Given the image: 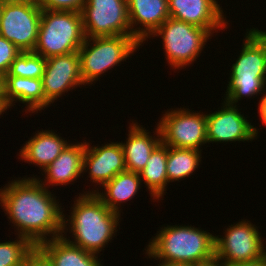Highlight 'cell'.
<instances>
[{
  "label": "cell",
  "mask_w": 266,
  "mask_h": 266,
  "mask_svg": "<svg viewBox=\"0 0 266 266\" xmlns=\"http://www.w3.org/2000/svg\"><path fill=\"white\" fill-rule=\"evenodd\" d=\"M25 177L12 179L0 188V206L17 229V236L27 238L37 247L62 236L64 210L56 200L57 196L35 176Z\"/></svg>",
  "instance_id": "cell-1"
},
{
  "label": "cell",
  "mask_w": 266,
  "mask_h": 266,
  "mask_svg": "<svg viewBox=\"0 0 266 266\" xmlns=\"http://www.w3.org/2000/svg\"><path fill=\"white\" fill-rule=\"evenodd\" d=\"M70 211L69 216L63 215L62 236L71 244L99 255L117 234L120 214L111 211L95 193L86 191L76 197ZM66 231L72 233V240L67 238Z\"/></svg>",
  "instance_id": "cell-2"
},
{
  "label": "cell",
  "mask_w": 266,
  "mask_h": 266,
  "mask_svg": "<svg viewBox=\"0 0 266 266\" xmlns=\"http://www.w3.org/2000/svg\"><path fill=\"white\" fill-rule=\"evenodd\" d=\"M144 249L148 258L162 263L196 264L215 256V236L189 225H167ZM157 258V259H156Z\"/></svg>",
  "instance_id": "cell-3"
},
{
  "label": "cell",
  "mask_w": 266,
  "mask_h": 266,
  "mask_svg": "<svg viewBox=\"0 0 266 266\" xmlns=\"http://www.w3.org/2000/svg\"><path fill=\"white\" fill-rule=\"evenodd\" d=\"M247 30L240 55L230 69L224 99L236 105L243 97L263 94L260 106L266 90V31L258 28Z\"/></svg>",
  "instance_id": "cell-4"
},
{
  "label": "cell",
  "mask_w": 266,
  "mask_h": 266,
  "mask_svg": "<svg viewBox=\"0 0 266 266\" xmlns=\"http://www.w3.org/2000/svg\"><path fill=\"white\" fill-rule=\"evenodd\" d=\"M85 38L81 12L42 10L33 52L45 59L78 52Z\"/></svg>",
  "instance_id": "cell-5"
},
{
  "label": "cell",
  "mask_w": 266,
  "mask_h": 266,
  "mask_svg": "<svg viewBox=\"0 0 266 266\" xmlns=\"http://www.w3.org/2000/svg\"><path fill=\"white\" fill-rule=\"evenodd\" d=\"M140 46L132 35L85 38L78 50L84 85L95 84L105 72L129 60Z\"/></svg>",
  "instance_id": "cell-6"
},
{
  "label": "cell",
  "mask_w": 266,
  "mask_h": 266,
  "mask_svg": "<svg viewBox=\"0 0 266 266\" xmlns=\"http://www.w3.org/2000/svg\"><path fill=\"white\" fill-rule=\"evenodd\" d=\"M156 36L162 38L165 58L170 67L176 71L193 64L202 53L207 41L213 37L207 29L171 17L149 39Z\"/></svg>",
  "instance_id": "cell-7"
},
{
  "label": "cell",
  "mask_w": 266,
  "mask_h": 266,
  "mask_svg": "<svg viewBox=\"0 0 266 266\" xmlns=\"http://www.w3.org/2000/svg\"><path fill=\"white\" fill-rule=\"evenodd\" d=\"M157 125L162 143L169 147L202 151L200 147L208 143L206 113L184 107L172 108L163 114Z\"/></svg>",
  "instance_id": "cell-8"
},
{
  "label": "cell",
  "mask_w": 266,
  "mask_h": 266,
  "mask_svg": "<svg viewBox=\"0 0 266 266\" xmlns=\"http://www.w3.org/2000/svg\"><path fill=\"white\" fill-rule=\"evenodd\" d=\"M241 220L229 225L224 232L225 236L215 234V256L227 266L252 261L266 255V246L258 227L251 224L250 220Z\"/></svg>",
  "instance_id": "cell-9"
},
{
  "label": "cell",
  "mask_w": 266,
  "mask_h": 266,
  "mask_svg": "<svg viewBox=\"0 0 266 266\" xmlns=\"http://www.w3.org/2000/svg\"><path fill=\"white\" fill-rule=\"evenodd\" d=\"M81 15L86 38L132 35L127 0H85Z\"/></svg>",
  "instance_id": "cell-10"
},
{
  "label": "cell",
  "mask_w": 266,
  "mask_h": 266,
  "mask_svg": "<svg viewBox=\"0 0 266 266\" xmlns=\"http://www.w3.org/2000/svg\"><path fill=\"white\" fill-rule=\"evenodd\" d=\"M42 9L36 1L3 4L0 35L23 52L33 51L37 39Z\"/></svg>",
  "instance_id": "cell-11"
},
{
  "label": "cell",
  "mask_w": 266,
  "mask_h": 266,
  "mask_svg": "<svg viewBox=\"0 0 266 266\" xmlns=\"http://www.w3.org/2000/svg\"><path fill=\"white\" fill-rule=\"evenodd\" d=\"M221 105L220 110L218 108L213 113H206L208 143L249 142L257 139L259 129L239 112L237 105L225 100Z\"/></svg>",
  "instance_id": "cell-12"
},
{
  "label": "cell",
  "mask_w": 266,
  "mask_h": 266,
  "mask_svg": "<svg viewBox=\"0 0 266 266\" xmlns=\"http://www.w3.org/2000/svg\"><path fill=\"white\" fill-rule=\"evenodd\" d=\"M41 79L45 99L50 104H53L55 100L57 101L62 94L84 85L78 52L47 58Z\"/></svg>",
  "instance_id": "cell-13"
},
{
  "label": "cell",
  "mask_w": 266,
  "mask_h": 266,
  "mask_svg": "<svg viewBox=\"0 0 266 266\" xmlns=\"http://www.w3.org/2000/svg\"><path fill=\"white\" fill-rule=\"evenodd\" d=\"M86 142L83 173L88 172L92 183L103 186L117 174L127 171L124 151L120 142L91 146ZM91 146V147H90Z\"/></svg>",
  "instance_id": "cell-14"
},
{
  "label": "cell",
  "mask_w": 266,
  "mask_h": 266,
  "mask_svg": "<svg viewBox=\"0 0 266 266\" xmlns=\"http://www.w3.org/2000/svg\"><path fill=\"white\" fill-rule=\"evenodd\" d=\"M217 2V0H168V10L171 18L207 29L213 35L229 25L222 7Z\"/></svg>",
  "instance_id": "cell-15"
},
{
  "label": "cell",
  "mask_w": 266,
  "mask_h": 266,
  "mask_svg": "<svg viewBox=\"0 0 266 266\" xmlns=\"http://www.w3.org/2000/svg\"><path fill=\"white\" fill-rule=\"evenodd\" d=\"M127 7L132 36L141 45L170 17L168 0H127Z\"/></svg>",
  "instance_id": "cell-16"
},
{
  "label": "cell",
  "mask_w": 266,
  "mask_h": 266,
  "mask_svg": "<svg viewBox=\"0 0 266 266\" xmlns=\"http://www.w3.org/2000/svg\"><path fill=\"white\" fill-rule=\"evenodd\" d=\"M85 142L69 143L61 154L41 172L43 179L35 177L43 186L70 185L79 179L83 173V158L86 148ZM73 182V183H72ZM49 186V187H48Z\"/></svg>",
  "instance_id": "cell-17"
},
{
  "label": "cell",
  "mask_w": 266,
  "mask_h": 266,
  "mask_svg": "<svg viewBox=\"0 0 266 266\" xmlns=\"http://www.w3.org/2000/svg\"><path fill=\"white\" fill-rule=\"evenodd\" d=\"M4 98L9 109L17 102L25 104L27 114L38 113L51 105L45 99L41 78L5 75Z\"/></svg>",
  "instance_id": "cell-18"
},
{
  "label": "cell",
  "mask_w": 266,
  "mask_h": 266,
  "mask_svg": "<svg viewBox=\"0 0 266 266\" xmlns=\"http://www.w3.org/2000/svg\"><path fill=\"white\" fill-rule=\"evenodd\" d=\"M155 127L153 135L156 136H153L145 127L132 120L128 127L126 143L121 141L127 171L140 173L146 166L151 153L162 142L159 127L158 125Z\"/></svg>",
  "instance_id": "cell-19"
},
{
  "label": "cell",
  "mask_w": 266,
  "mask_h": 266,
  "mask_svg": "<svg viewBox=\"0 0 266 266\" xmlns=\"http://www.w3.org/2000/svg\"><path fill=\"white\" fill-rule=\"evenodd\" d=\"M68 142L56 132L42 129L26 141L18 155L22 161L43 170L61 154Z\"/></svg>",
  "instance_id": "cell-20"
},
{
  "label": "cell",
  "mask_w": 266,
  "mask_h": 266,
  "mask_svg": "<svg viewBox=\"0 0 266 266\" xmlns=\"http://www.w3.org/2000/svg\"><path fill=\"white\" fill-rule=\"evenodd\" d=\"M37 248L54 266H103L97 254L71 244L63 236L42 242Z\"/></svg>",
  "instance_id": "cell-21"
},
{
  "label": "cell",
  "mask_w": 266,
  "mask_h": 266,
  "mask_svg": "<svg viewBox=\"0 0 266 266\" xmlns=\"http://www.w3.org/2000/svg\"><path fill=\"white\" fill-rule=\"evenodd\" d=\"M142 185L140 174L125 171L117 174L109 182L105 183L102 188H105L101 193L97 190L87 191V193H95L102 202L111 210L121 215L119 205L126 203L137 195ZM120 209V210H119Z\"/></svg>",
  "instance_id": "cell-22"
},
{
  "label": "cell",
  "mask_w": 266,
  "mask_h": 266,
  "mask_svg": "<svg viewBox=\"0 0 266 266\" xmlns=\"http://www.w3.org/2000/svg\"><path fill=\"white\" fill-rule=\"evenodd\" d=\"M167 145L162 142L151 153L144 169L139 173L142 184L144 183L154 201L163 200L168 185L166 172ZM144 181V182H143Z\"/></svg>",
  "instance_id": "cell-23"
},
{
  "label": "cell",
  "mask_w": 266,
  "mask_h": 266,
  "mask_svg": "<svg viewBox=\"0 0 266 266\" xmlns=\"http://www.w3.org/2000/svg\"><path fill=\"white\" fill-rule=\"evenodd\" d=\"M201 152L195 149H185L167 146L166 172L168 183L193 175L201 163Z\"/></svg>",
  "instance_id": "cell-24"
},
{
  "label": "cell",
  "mask_w": 266,
  "mask_h": 266,
  "mask_svg": "<svg viewBox=\"0 0 266 266\" xmlns=\"http://www.w3.org/2000/svg\"><path fill=\"white\" fill-rule=\"evenodd\" d=\"M46 59L33 51L23 52L14 59L6 75L42 78L45 71Z\"/></svg>",
  "instance_id": "cell-25"
},
{
  "label": "cell",
  "mask_w": 266,
  "mask_h": 266,
  "mask_svg": "<svg viewBox=\"0 0 266 266\" xmlns=\"http://www.w3.org/2000/svg\"><path fill=\"white\" fill-rule=\"evenodd\" d=\"M35 248L27 238L21 236L15 241L0 242V266H23Z\"/></svg>",
  "instance_id": "cell-26"
},
{
  "label": "cell",
  "mask_w": 266,
  "mask_h": 266,
  "mask_svg": "<svg viewBox=\"0 0 266 266\" xmlns=\"http://www.w3.org/2000/svg\"><path fill=\"white\" fill-rule=\"evenodd\" d=\"M18 49L12 42L0 35V73L4 76L7 74L10 65L14 59L20 54Z\"/></svg>",
  "instance_id": "cell-27"
},
{
  "label": "cell",
  "mask_w": 266,
  "mask_h": 266,
  "mask_svg": "<svg viewBox=\"0 0 266 266\" xmlns=\"http://www.w3.org/2000/svg\"><path fill=\"white\" fill-rule=\"evenodd\" d=\"M42 10L81 12L85 0H35Z\"/></svg>",
  "instance_id": "cell-28"
},
{
  "label": "cell",
  "mask_w": 266,
  "mask_h": 266,
  "mask_svg": "<svg viewBox=\"0 0 266 266\" xmlns=\"http://www.w3.org/2000/svg\"><path fill=\"white\" fill-rule=\"evenodd\" d=\"M26 264L28 266H54L37 247L28 255Z\"/></svg>",
  "instance_id": "cell-29"
},
{
  "label": "cell",
  "mask_w": 266,
  "mask_h": 266,
  "mask_svg": "<svg viewBox=\"0 0 266 266\" xmlns=\"http://www.w3.org/2000/svg\"><path fill=\"white\" fill-rule=\"evenodd\" d=\"M230 266H266V255L252 261L240 262Z\"/></svg>",
  "instance_id": "cell-30"
},
{
  "label": "cell",
  "mask_w": 266,
  "mask_h": 266,
  "mask_svg": "<svg viewBox=\"0 0 266 266\" xmlns=\"http://www.w3.org/2000/svg\"><path fill=\"white\" fill-rule=\"evenodd\" d=\"M194 266H227V265L220 258L214 256L209 260L198 262L194 264Z\"/></svg>",
  "instance_id": "cell-31"
},
{
  "label": "cell",
  "mask_w": 266,
  "mask_h": 266,
  "mask_svg": "<svg viewBox=\"0 0 266 266\" xmlns=\"http://www.w3.org/2000/svg\"><path fill=\"white\" fill-rule=\"evenodd\" d=\"M258 111L262 125L264 124L263 126H266V94L264 95V99L260 106H258Z\"/></svg>",
  "instance_id": "cell-32"
},
{
  "label": "cell",
  "mask_w": 266,
  "mask_h": 266,
  "mask_svg": "<svg viewBox=\"0 0 266 266\" xmlns=\"http://www.w3.org/2000/svg\"><path fill=\"white\" fill-rule=\"evenodd\" d=\"M0 102H3L6 105L4 98V75L0 73Z\"/></svg>",
  "instance_id": "cell-33"
},
{
  "label": "cell",
  "mask_w": 266,
  "mask_h": 266,
  "mask_svg": "<svg viewBox=\"0 0 266 266\" xmlns=\"http://www.w3.org/2000/svg\"><path fill=\"white\" fill-rule=\"evenodd\" d=\"M156 266H194L192 264H183V263H159Z\"/></svg>",
  "instance_id": "cell-34"
},
{
  "label": "cell",
  "mask_w": 266,
  "mask_h": 266,
  "mask_svg": "<svg viewBox=\"0 0 266 266\" xmlns=\"http://www.w3.org/2000/svg\"><path fill=\"white\" fill-rule=\"evenodd\" d=\"M27 1H35V0H0V3L7 4V3H23Z\"/></svg>",
  "instance_id": "cell-35"
},
{
  "label": "cell",
  "mask_w": 266,
  "mask_h": 266,
  "mask_svg": "<svg viewBox=\"0 0 266 266\" xmlns=\"http://www.w3.org/2000/svg\"><path fill=\"white\" fill-rule=\"evenodd\" d=\"M7 110H9L6 105L3 102H0V115H2V113L4 114V112H6Z\"/></svg>",
  "instance_id": "cell-36"
},
{
  "label": "cell",
  "mask_w": 266,
  "mask_h": 266,
  "mask_svg": "<svg viewBox=\"0 0 266 266\" xmlns=\"http://www.w3.org/2000/svg\"><path fill=\"white\" fill-rule=\"evenodd\" d=\"M3 4L0 3V17H1V11H2Z\"/></svg>",
  "instance_id": "cell-37"
}]
</instances>
